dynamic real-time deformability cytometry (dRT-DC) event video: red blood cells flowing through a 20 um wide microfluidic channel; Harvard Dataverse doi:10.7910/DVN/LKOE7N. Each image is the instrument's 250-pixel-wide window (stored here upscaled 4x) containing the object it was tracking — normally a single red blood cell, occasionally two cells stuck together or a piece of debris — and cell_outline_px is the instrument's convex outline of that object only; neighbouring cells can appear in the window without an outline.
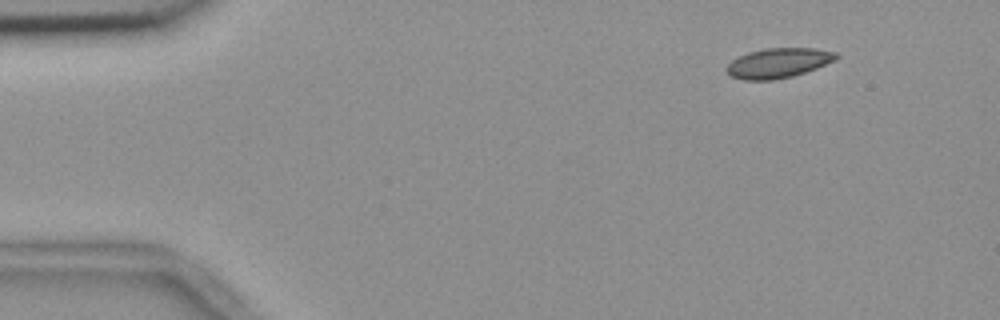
{"species": "common noctule bat (a hibernating species)", "species_latin": "Nyctalus noctula", "temperature_condition": "room temperature", "stored_images_in_passage": 50, "camera_frame_rate_fps": 3000, "um_per_image_px": 0.085, "animal": {"sex": "female", "body_mass_g": 18.4}, "frame": {"image": 1, "passage_image": 1, "time_ms": 0.0, "image_size_px": [1000, 320], "cell_outline_px": [[840, 56], [836, 60], [816, 68], [792, 76], [772, 80], [744, 80], [728, 76], [724, 68], [732, 60], [748, 52], [764, 48], [816, 48], [836, 52]], "centroid_in_image_um": [66.13, 5.35], "position_along_channel_um": 18.9, "area_um2": 19.19}}
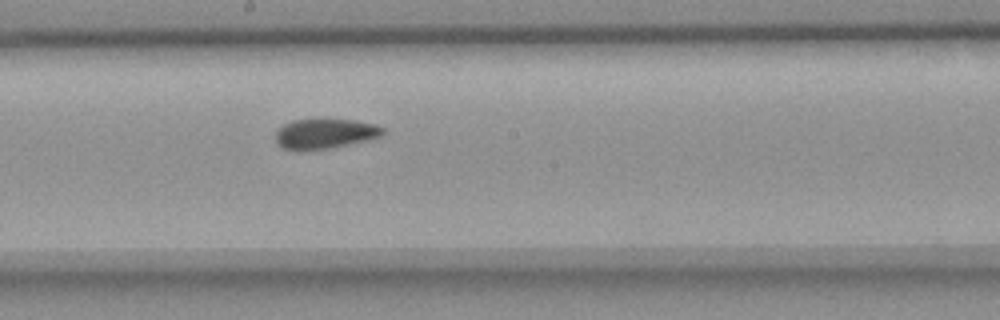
{"frame": {"image": 2, "passage_image": 25, "time_ms": 8.0, "image_size_px": [1000, 320], "cell_outline_px": [[384, 132], [380, 136], [364, 140], [328, 148], [284, 148], [276, 144], [276, 132], [284, 124], [292, 120], [320, 116], [356, 120], [376, 124], [384, 128]], "centroid_in_image_um": [27.62, 11.27], "position_along_channel_um": 220.6, "area_um2": 18.84}}
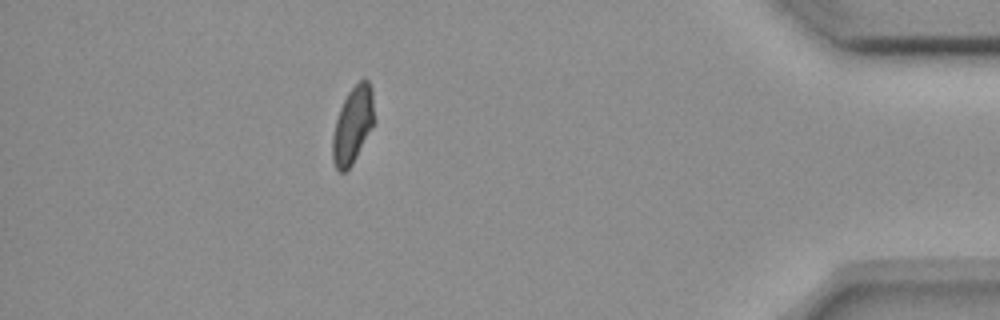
{"frame": {"image": 3, "passage_image": 44, "time_ms": 14.333, "image_size_px": [1000, 320], "cell_outline_px": [[376, 120], [352, 164], [344, 172], [340, 172], [336, 168], [332, 160], [332, 136], [336, 120], [340, 108], [348, 92], [364, 76], [368, 80], [372, 88]], "centroid_in_image_um": [30.01, 10.59], "position_along_channel_um": 405.2, "area_um2": 18.79}, "authors_computed_cell_mechanics": {"area_um2": 19.1896, "velocity_mm_per_s": 3.6763, "shape_relaxation_time_tau1_ms": null, "shape_relaxation_time_tau2_ms": 1.3634, "deformation_change_tau1": null, "deformation_change_tau2": 0.06}}